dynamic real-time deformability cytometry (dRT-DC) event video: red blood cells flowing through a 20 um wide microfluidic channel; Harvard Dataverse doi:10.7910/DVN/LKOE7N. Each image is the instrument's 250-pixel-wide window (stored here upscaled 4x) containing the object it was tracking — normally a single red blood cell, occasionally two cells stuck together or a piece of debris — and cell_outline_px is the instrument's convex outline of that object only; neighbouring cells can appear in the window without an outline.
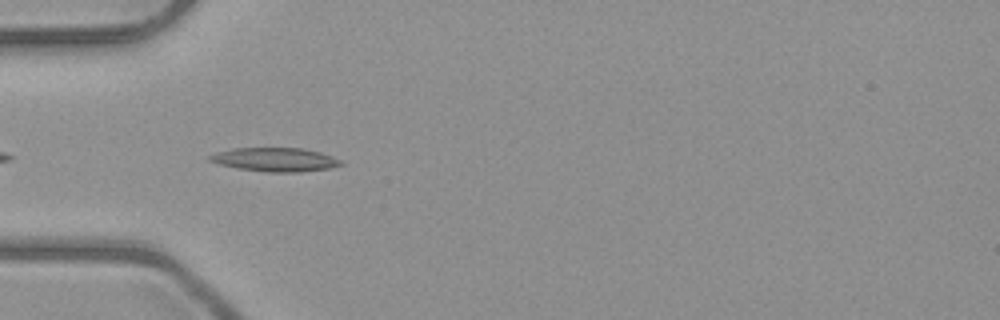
{"species": "common noctule bat (a hibernating species)", "species_latin": "Nyctalus noctula", "temperature_condition": "room temperature", "stored_images_in_passage": 9, "camera_frame_rate_fps": 3000, "um_per_image_px": 0.085, "animal": {"sex": "male", "body_mass_g": 23.1, "forearm_length_mm": 52.7}, "frame": {"image": 1, "passage_image": 3, "time_ms": 0.667, "image_size_px": [1000, 320], "cell_outline_px": [[344, 164], [332, 168], [300, 172], [268, 172], [236, 168], [220, 164], [208, 160], [208, 156], [216, 152], [232, 148], [304, 148], [320, 152], [332, 156], [340, 160]], "centroid_in_image_um": [23.4, 13.56], "position_along_channel_um": 61.6, "area_um2": 18.26}}